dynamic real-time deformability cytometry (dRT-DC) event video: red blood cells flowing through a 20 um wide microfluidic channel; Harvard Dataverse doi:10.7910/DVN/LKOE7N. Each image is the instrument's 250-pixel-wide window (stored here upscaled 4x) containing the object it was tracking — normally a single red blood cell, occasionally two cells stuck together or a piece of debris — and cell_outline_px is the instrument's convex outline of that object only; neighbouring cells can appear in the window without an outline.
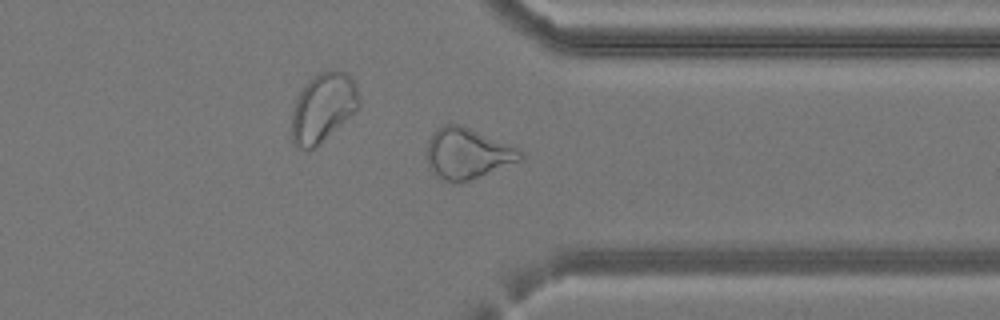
{"species": "common noctule bat (a hibernating species)", "species_latin": "Nyctalus noctula", "temperature_condition": "cold", "stored_images_in_passage": 37, "camera_frame_rate_fps": 3000, "um_per_image_px": 0.085, "animal": {"sex": "female", "body_mass_g": 24.6, "forearm_length_mm": 56.2}, "frame": {"image": 1, "passage_image": 27, "time_ms": 8.667, "image_size_px": [1000, 320], "cell_outline_px": [[524, 156], [520, 160], [468, 180], [456, 184], [444, 180], [428, 164], [428, 140], [436, 128], [444, 124], [460, 124], [520, 148]], "centroid_in_image_um": [39.74, 13.01], "position_along_channel_um": 371.7, "area_um2": 27.17}}